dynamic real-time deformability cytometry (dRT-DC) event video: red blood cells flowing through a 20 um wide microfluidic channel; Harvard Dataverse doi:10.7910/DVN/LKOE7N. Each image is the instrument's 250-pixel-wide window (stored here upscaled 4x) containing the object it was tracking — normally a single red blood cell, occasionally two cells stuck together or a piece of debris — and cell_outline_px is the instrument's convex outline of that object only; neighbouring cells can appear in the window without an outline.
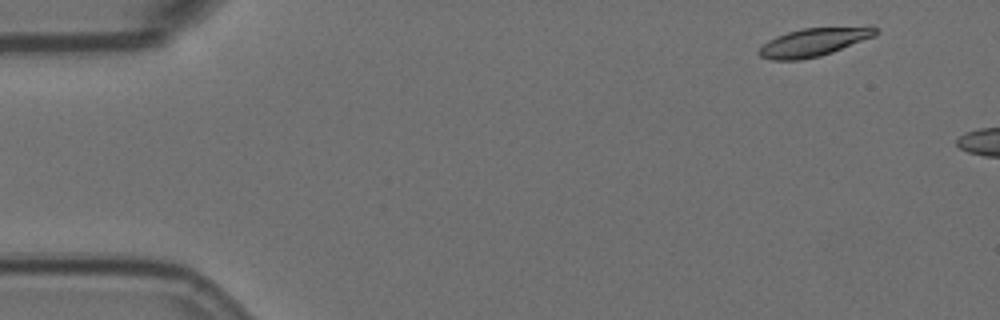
{"species": "Egyptian fruit bat (a non-hibernating species)", "species_latin": "Rousettus aegyptiacus", "temperature_condition": "room temperature", "stored_images_in_passage": 5, "camera_frame_rate_fps": 3000, "um_per_image_px": 0.085, "animal": {"sex": "female"}, "frame": {"image": 1, "passage_image": 5, "time_ms": 1.333, "image_size_px": [1000, 320], "cell_outline_px": [[880, 32], [876, 36], [832, 52], [820, 56], [800, 60], [772, 60], [760, 56], [756, 52], [768, 40], [776, 36], [788, 32], [804, 28], [872, 24], [880, 28]], "centroid_in_image_um": [69.3, 3.54], "position_along_channel_um": 15.7, "area_um2": 19.88}}